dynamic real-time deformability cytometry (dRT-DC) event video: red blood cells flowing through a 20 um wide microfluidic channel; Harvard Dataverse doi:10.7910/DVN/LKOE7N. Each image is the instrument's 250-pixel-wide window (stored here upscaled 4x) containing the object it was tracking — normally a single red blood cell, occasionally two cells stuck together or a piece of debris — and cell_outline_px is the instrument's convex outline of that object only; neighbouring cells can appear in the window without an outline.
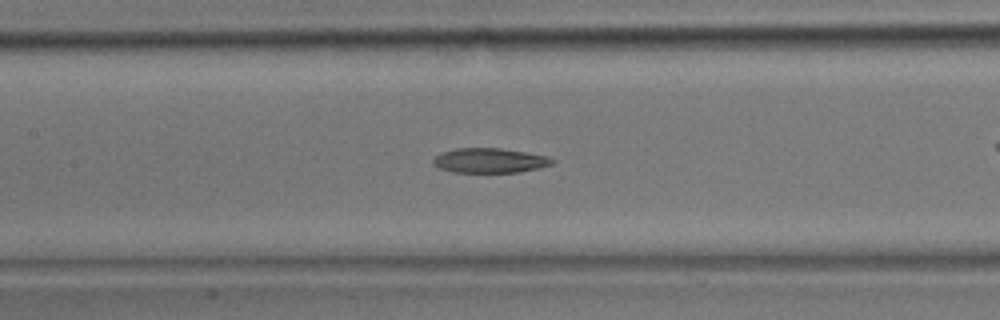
{"species": "common noctule bat (a hibernating species)", "species_latin": "Nyctalus noctula", "temperature_condition": "room temperature", "stored_images_in_passage": 33, "camera_frame_rate_fps": 3000, "um_per_image_px": 0.085, "animal": {"sex": "male", "body_mass_g": 17.9}, "frame": {"image": 1, "passage_image": 15, "time_ms": 4.667, "image_size_px": [1000, 320], "cell_outline_px": [[556, 160], [552, 164], [520, 172], [452, 172], [436, 168], [432, 164], [432, 160], [440, 152], [456, 148], [500, 148], [548, 156]], "centroid_in_image_um": [41.56, 13.64], "position_along_channel_um": 165.8, "area_um2": 17.22}}